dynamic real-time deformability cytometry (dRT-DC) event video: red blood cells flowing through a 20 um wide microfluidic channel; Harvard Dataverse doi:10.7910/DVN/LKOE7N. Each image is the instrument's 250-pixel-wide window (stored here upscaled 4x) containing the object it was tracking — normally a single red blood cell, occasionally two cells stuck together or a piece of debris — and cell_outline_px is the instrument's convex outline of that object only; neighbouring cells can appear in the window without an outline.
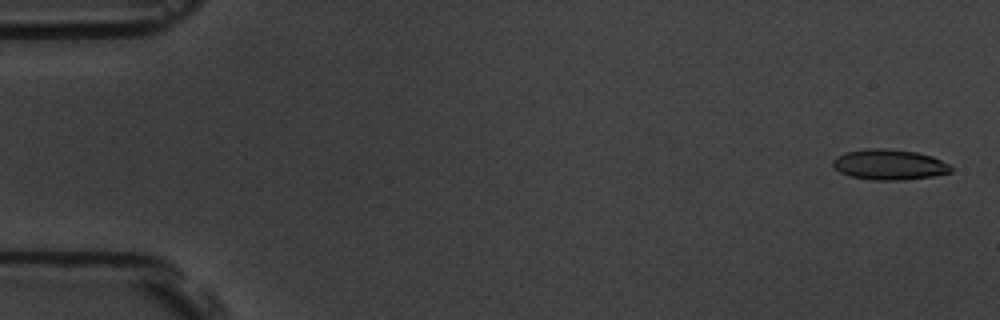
{"species": "common noctule bat (a hibernating species)", "species_latin": "Nyctalus noctula", "temperature_condition": "room temperature", "stored_images_in_passage": 6, "camera_frame_rate_fps": 3000, "um_per_image_px": 0.085, "animal": {"sex": "male", "body_mass_g": 19.5, "forearm_length_mm": 54.6}, "frame": {"image": 1, "passage_image": 1, "time_ms": 0.0, "image_size_px": [1000, 320], "cell_outline_px": [[952, 172], [936, 176], [900, 180], [872, 180], [852, 176], [840, 172], [832, 164], [832, 160], [836, 156], [844, 152], [868, 148], [888, 148], [916, 152], [932, 156], [952, 164]], "centroid_in_image_um": [75.62, 13.98], "position_along_channel_um": 9.4, "area_um2": 21.21}}
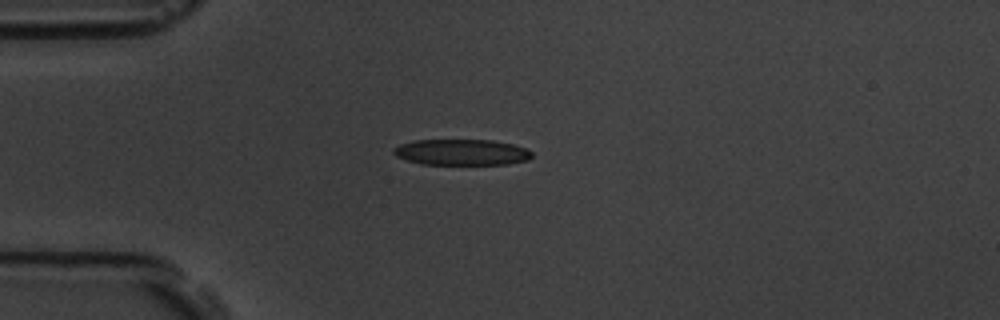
{"frame": {"image": 2, "passage_image": 4, "time_ms": 1.0, "image_size_px": [1000, 320], "cell_outline_px": [[532, 156], [528, 160], [508, 164], [420, 164], [396, 156], [392, 152], [392, 148], [400, 144], [412, 140], [492, 140], [512, 144], [528, 148], [532, 152]], "centroid_in_image_um": [39.23, 12.93], "position_along_channel_um": 45.8, "area_um2": 21.04}}
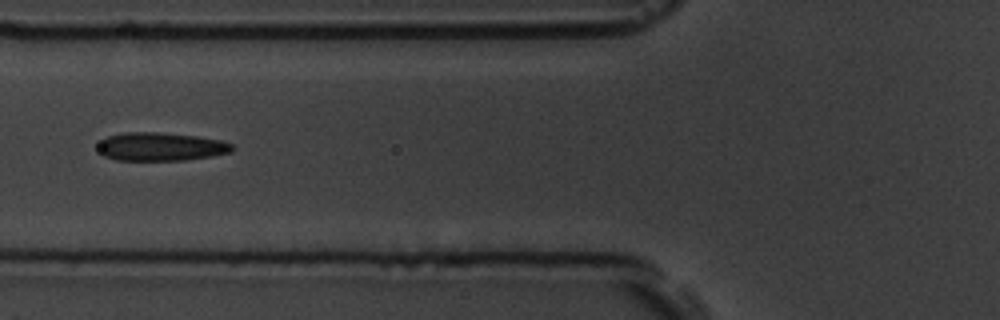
{"frame": {"image": 3, "passage_image": 6, "time_ms": 1.667, "image_size_px": [1000, 320], "cell_outline_px": [[232, 152], [212, 156], [184, 160], [116, 160], [104, 156], [100, 152], [100, 140], [108, 136], [124, 132], [156, 132], [196, 136], [220, 140], [232, 144]], "centroid_in_image_um": [13.66, 12.47], "position_along_channel_um": 112.1, "area_um2": 22.02}}